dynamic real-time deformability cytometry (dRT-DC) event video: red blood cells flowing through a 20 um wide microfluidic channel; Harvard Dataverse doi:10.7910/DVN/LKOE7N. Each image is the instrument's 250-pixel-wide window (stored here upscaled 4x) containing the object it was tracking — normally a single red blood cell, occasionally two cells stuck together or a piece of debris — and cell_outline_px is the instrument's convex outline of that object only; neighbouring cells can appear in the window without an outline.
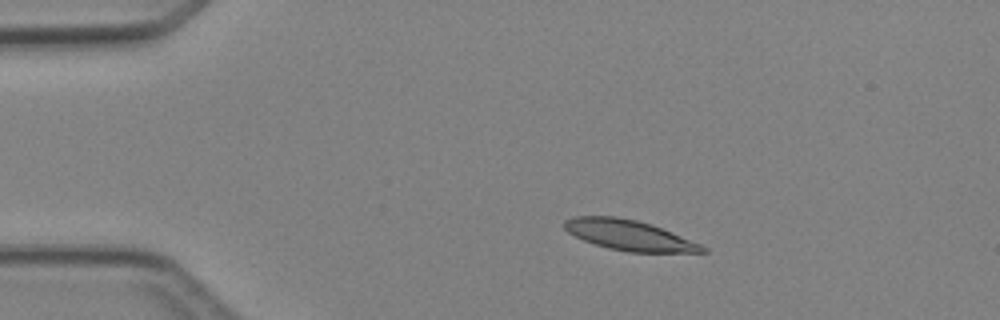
{"species": "Egyptian fruit bat (a non-hibernating species)", "species_latin": "Rousettus aegyptiacus", "temperature_condition": "cold", "stored_images_in_passage": 4, "camera_frame_rate_fps": 3000, "um_per_image_px": 0.085, "animal": {"sex": "female"}, "frame": {"image": 1, "passage_image": 2, "time_ms": 1.333, "image_size_px": [1000, 320], "cell_outline_px": [[708, 252], [628, 252], [608, 248], [584, 240], [568, 232], [564, 228], [564, 220], [572, 216], [616, 216], [636, 220], [672, 232], [700, 244], [708, 248]], "centroid_in_image_um": [53.46, 19.99], "position_along_channel_um": 31.5, "area_um2": 24.1}}
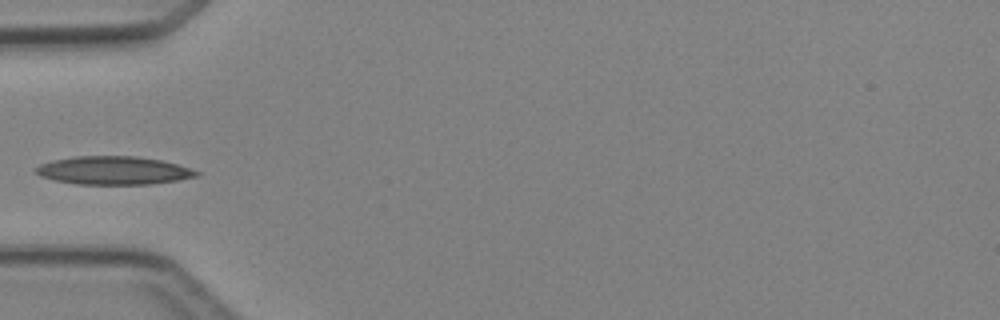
{"frame": {"image": 2, "passage_image": 4, "time_ms": 3.667, "image_size_px": [1000, 320], "cell_outline_px": [[200, 176], [176, 180], [148, 184], [76, 184], [56, 180], [40, 176], [32, 172], [32, 168], [40, 164], [52, 160], [76, 156], [136, 156], [160, 160], [192, 168], [200, 172]], "centroid_in_image_um": [9.61, 14.48], "position_along_channel_um": 75.4, "area_um2": 26.53}}